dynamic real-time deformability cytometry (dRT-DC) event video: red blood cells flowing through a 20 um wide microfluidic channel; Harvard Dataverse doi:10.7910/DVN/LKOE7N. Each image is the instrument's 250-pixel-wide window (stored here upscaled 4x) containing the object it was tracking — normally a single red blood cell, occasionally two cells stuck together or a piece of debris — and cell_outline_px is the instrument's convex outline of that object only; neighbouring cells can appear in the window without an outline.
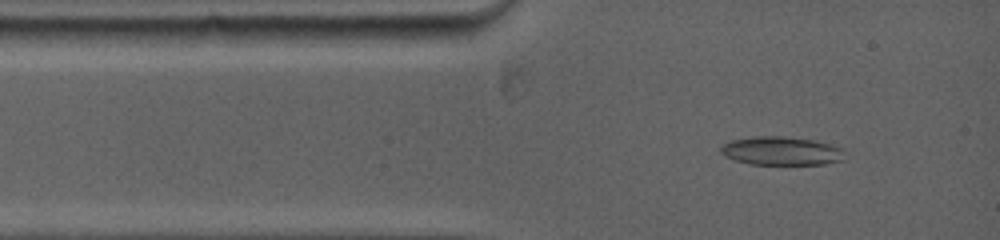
{"species": "common noctule bat (a hibernating species)", "species_latin": "Nyctalus noctula", "temperature_condition": "warm", "stored_images_in_passage": 20, "camera_frame_rate_fps": 5000, "um_per_image_px": 0.085, "animal": {"sex": "female", "body_mass_g": 19.0, "forearm_length_mm": 53.3}, "frame": {"image": 1, "passage_image": 2, "time_ms": 0.4, "image_size_px": [1000, 240], "cell_outline_px": [[844, 160], [824, 164], [752, 164], [736, 160], [720, 152], [720, 148], [724, 144], [732, 140], [752, 136], [784, 136], [816, 140], [832, 144], [844, 148]], "centroid_in_image_um": [66.49, 12.81], "position_along_channel_um": 18.5, "area_um2": 20.69}}
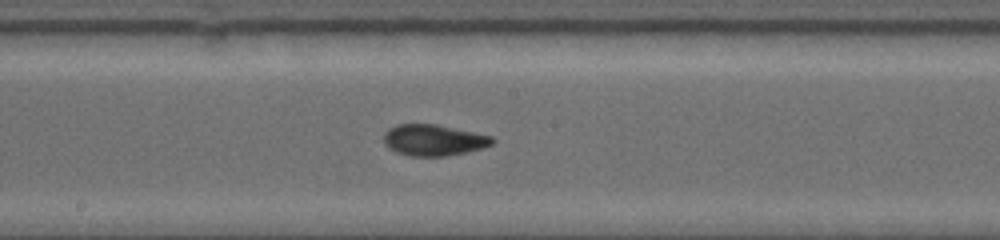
{"frame": {"image": 2, "passage_image": 13, "time_ms": 5.8, "image_size_px": [1000, 240], "cell_outline_px": [[496, 140], [492, 144], [484, 148], [468, 152], [448, 156], [408, 156], [396, 152], [388, 148], [384, 144], [384, 132], [388, 128], [396, 124], [436, 124], [492, 136]], "centroid_in_image_um": [36.85, 11.91], "position_along_channel_um": 211.4, "area_um2": 20.0}}
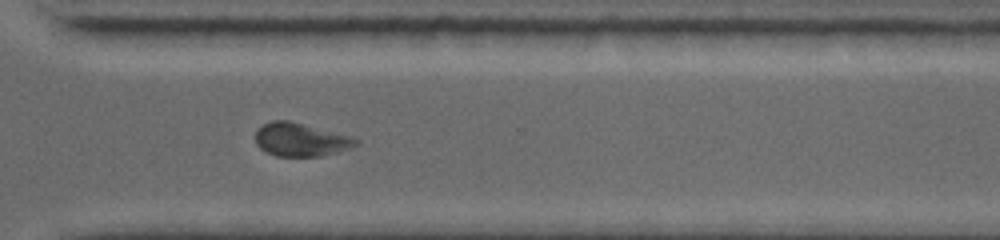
{"frame": {"image": 3, "passage_image": 20, "time_ms": 9.2, "image_size_px": [1000, 240], "cell_outline_px": [[360, 144], [352, 148], [320, 156], [276, 156], [260, 148], [256, 144], [256, 128], [272, 120], [288, 120], [356, 136], [360, 140]], "centroid_in_image_um": [25.63, 11.85], "position_along_channel_um": 345.0, "area_um2": 19.88}}